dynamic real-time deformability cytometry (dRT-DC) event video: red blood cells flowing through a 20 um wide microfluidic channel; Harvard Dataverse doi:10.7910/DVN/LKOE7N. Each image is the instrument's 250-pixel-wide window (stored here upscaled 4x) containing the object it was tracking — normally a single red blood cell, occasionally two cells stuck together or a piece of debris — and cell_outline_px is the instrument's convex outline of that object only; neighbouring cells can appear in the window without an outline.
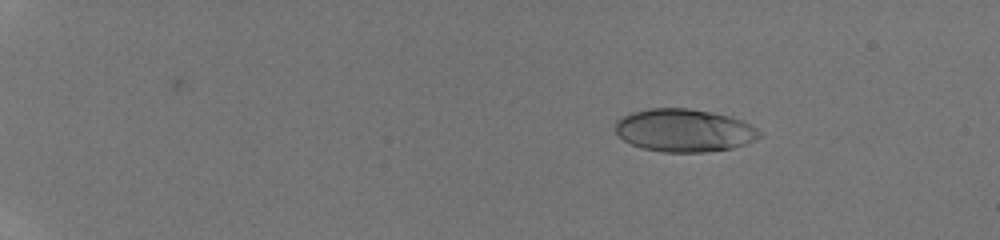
{"species": "human", "species_latin": "Homo sapiens", "temperature_condition": "room temperature", "stored_images_in_passage": 47, "camera_frame_rate_fps": 3000, "um_per_image_px": 0.085, "donor": {"sex": "male"}, "frame": {"image": 1, "passage_image": 5, "time_ms": 1.667, "image_size_px": [1000, 240], "cell_outline_px": [[764, 132], [756, 140], [732, 148], [704, 152], [664, 152], [644, 148], [632, 144], [624, 140], [616, 132], [616, 120], [632, 112], [648, 108], [688, 108], [712, 112], [728, 116], [740, 120]], "centroid_in_image_um": [58.17, 11.08], "position_along_channel_um": 26.8, "area_um2": 35.84}}
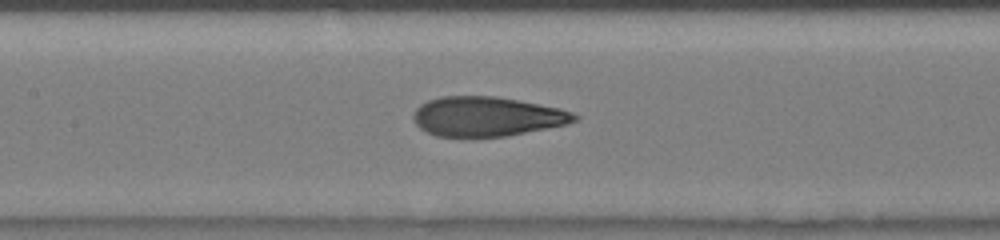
{"frame": {"image": 2, "passage_image": 26, "time_ms": 8.333, "image_size_px": [1000, 240], "cell_outline_px": [[580, 116], [576, 120], [568, 124], [504, 136], [464, 140], [436, 136], [420, 128], [416, 124], [412, 116], [416, 108], [420, 104], [428, 100], [440, 96], [496, 96], [520, 100], [560, 108], [572, 112]], "centroid_in_image_um": [41.34, 9.93], "position_along_channel_um": 166.1, "area_um2": 38.03}}
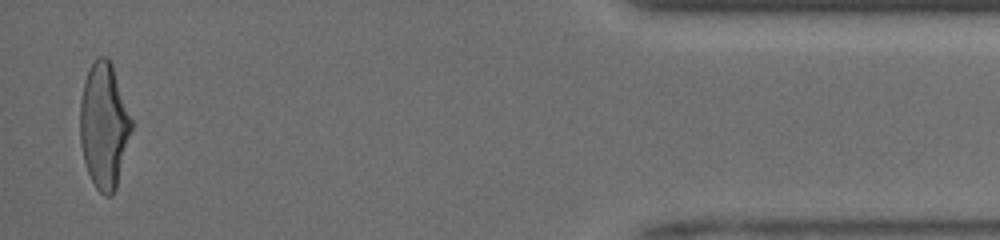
{"frame": {"image": 3, "passage_image": 47, "time_ms": 16.0, "image_size_px": [1000, 240], "cell_outline_px": [[132, 128], [116, 188], [112, 196], [104, 196], [96, 188], [88, 172], [84, 160], [80, 144], [80, 100], [84, 80], [96, 56], [108, 56], [112, 64], [132, 120]], "centroid_in_image_um": [8.83, 10.67], "position_along_channel_um": 426.4, "area_um2": 37.45}, "authors_computed_cell_mechanics": {"area_um2": 37.1076, "velocity_mm_per_s": 4.133, "shape_relaxation_time_tau1_ms": 5.6206, "shape_relaxation_time_tau2_ms": 0.6342, "deformation_change_tau1": 0.1996, "deformation_change_tau2": 0.0661}}